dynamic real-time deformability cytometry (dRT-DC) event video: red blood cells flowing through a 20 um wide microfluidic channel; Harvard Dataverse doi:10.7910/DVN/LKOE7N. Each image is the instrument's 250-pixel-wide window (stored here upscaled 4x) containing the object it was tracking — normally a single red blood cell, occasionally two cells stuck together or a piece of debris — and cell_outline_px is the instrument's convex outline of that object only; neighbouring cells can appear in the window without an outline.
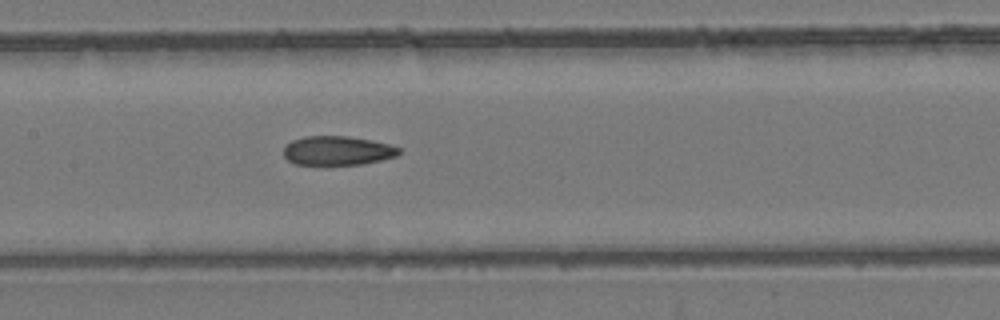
{"species": "common noctule bat (a hibernating species)", "species_latin": "Nyctalus noctula", "temperature_condition": "room temperature", "stored_images_in_passage": 8, "camera_frame_rate_fps": 3000, "um_per_image_px": 0.085, "animal": {"sex": "female", "body_mass_g": 24.6, "forearm_length_mm": 56.2}, "frame": {"image": 1, "passage_image": 8, "time_ms": 9.0, "image_size_px": [1000, 320], "cell_outline_px": [[400, 152], [396, 156], [364, 164], [296, 164], [288, 160], [284, 156], [284, 148], [292, 140], [304, 136], [348, 136], [372, 140], [388, 144], [400, 148]], "centroid_in_image_um": [28.69, 12.79], "position_along_channel_um": 178.7, "area_um2": 19.42}}